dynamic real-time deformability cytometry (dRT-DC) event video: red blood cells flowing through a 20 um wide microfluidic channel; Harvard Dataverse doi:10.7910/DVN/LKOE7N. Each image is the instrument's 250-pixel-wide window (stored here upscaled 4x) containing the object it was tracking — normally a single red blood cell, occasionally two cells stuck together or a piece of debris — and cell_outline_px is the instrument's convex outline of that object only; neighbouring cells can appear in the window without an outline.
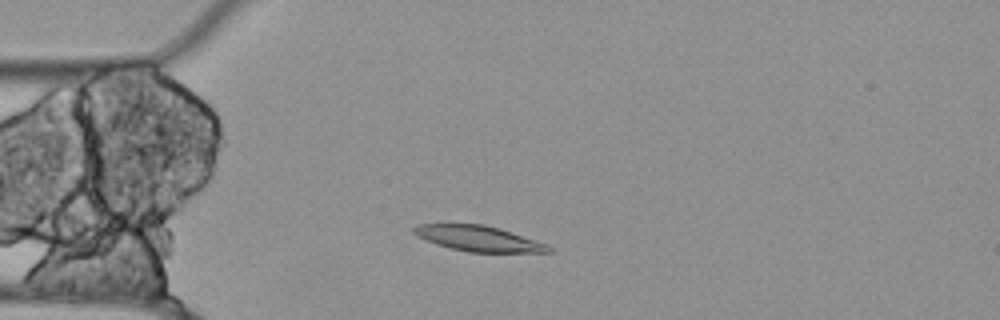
{"species": "Egyptian fruit bat (a non-hibernating species)", "species_latin": "Rousettus aegyptiacus", "temperature_condition": "cold", "stored_images_in_passage": 50, "camera_frame_rate_fps": 3000, "um_per_image_px": 0.085, "animal": {"sex": "female"}, "frame": {"image": 1, "passage_image": 8, "time_ms": 2.333, "image_size_px": [1000, 320], "cell_outline_px": [[552, 252], [468, 252], [448, 248], [436, 244], [416, 236], [412, 232], [412, 228], [416, 224], [484, 224], [500, 228], [548, 244], [552, 248]], "centroid_in_image_um": [40.65, 20.27], "position_along_channel_um": 44.3, "area_um2": 20.17}}
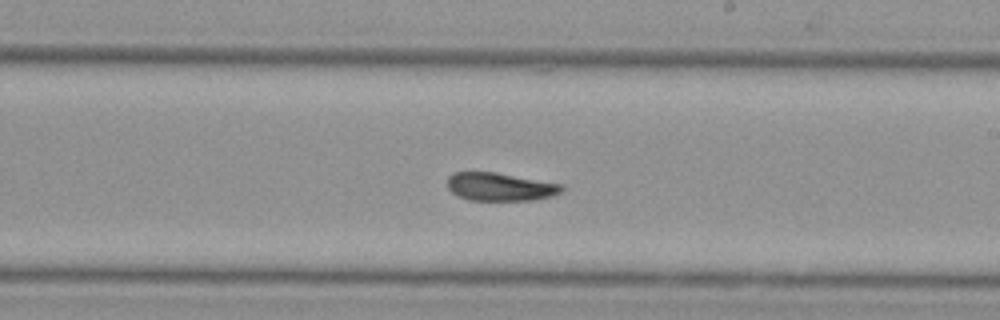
{"frame": {"image": 2, "passage_image": 26, "time_ms": 8.333, "image_size_px": [1000, 320], "cell_outline_px": [[564, 188], [560, 192], [552, 196], [532, 200], [468, 200], [452, 192], [448, 188], [448, 176], [456, 172], [496, 172], [564, 184]], "centroid_in_image_um": [42.54, 15.87], "position_along_channel_um": 246.5, "area_um2": 18.73}}
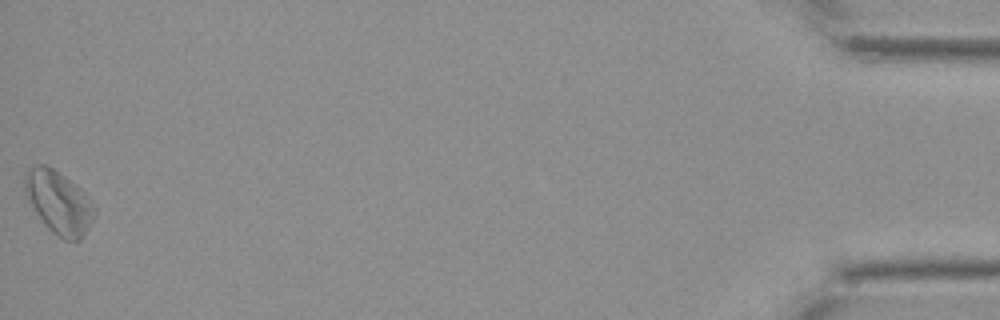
{"frame": {"image": 3, "passage_image": 50, "time_ms": 16.333, "image_size_px": [1000, 320], "cell_outline_px": [[96, 212], [80, 240], [64, 240], [52, 232], [44, 224], [36, 212], [24, 192], [24, 172], [28, 168], [36, 164], [44, 164], [52, 168], [64, 176], [80, 188], [96, 208]], "centroid_in_image_um": [4.96, 17.18], "position_along_channel_um": 430.2, "area_um2": 25.2}, "authors_computed_cell_mechanics": {"area_um2": 20.3745, "velocity_mm_per_s": 3.4915, "shape_relaxation_time_tau1_ms": null, "shape_relaxation_time_tau2_ms": 6.1425, "deformation_change_tau1": null, "deformation_change_tau2": 0.1466}}